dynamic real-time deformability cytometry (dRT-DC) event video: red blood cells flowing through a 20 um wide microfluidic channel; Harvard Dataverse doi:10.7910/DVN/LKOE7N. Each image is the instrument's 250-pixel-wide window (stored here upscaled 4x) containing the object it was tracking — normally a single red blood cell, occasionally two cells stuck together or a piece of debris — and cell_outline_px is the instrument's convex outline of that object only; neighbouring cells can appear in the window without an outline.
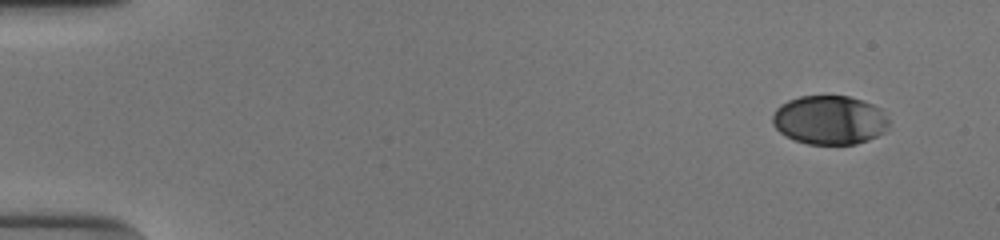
{"species": "human", "species_latin": "Homo sapiens", "temperature_condition": "cold", "stored_images_in_passage": 51, "camera_frame_rate_fps": 3000, "um_per_image_px": 0.085, "donor": {"sex": "male"}, "frame": {"image": 1, "passage_image": 1, "time_ms": 0.0, "image_size_px": [1000, 240], "cell_outline_px": [[888, 124], [884, 132], [868, 140], [856, 144], [808, 144], [796, 140], [780, 132], [772, 124], [772, 116], [776, 108], [780, 104], [788, 100], [800, 96], [848, 96], [872, 104], [880, 108], [888, 120]], "centroid_in_image_um": [70.49, 10.2], "position_along_channel_um": 14.5, "area_um2": 33.06}}
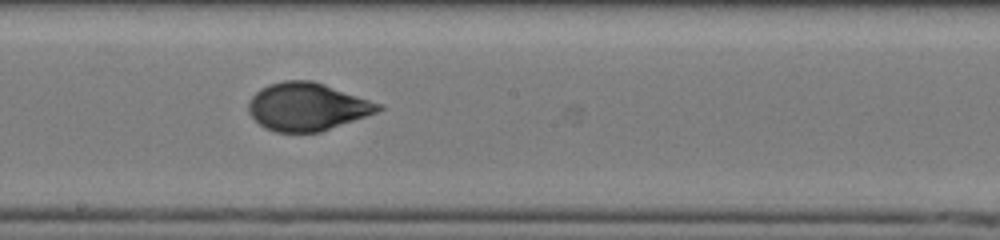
{"frame": {"image": 2, "passage_image": 28, "time_ms": 9.0, "image_size_px": [1000, 240], "cell_outline_px": [[384, 108], [376, 112], [320, 132], [276, 132], [264, 128], [248, 112], [248, 104], [252, 96], [260, 88], [268, 84], [284, 80], [312, 80], [384, 104]], "centroid_in_image_um": [26.1, 9.06], "position_along_channel_um": 222.1, "area_um2": 36.13}}
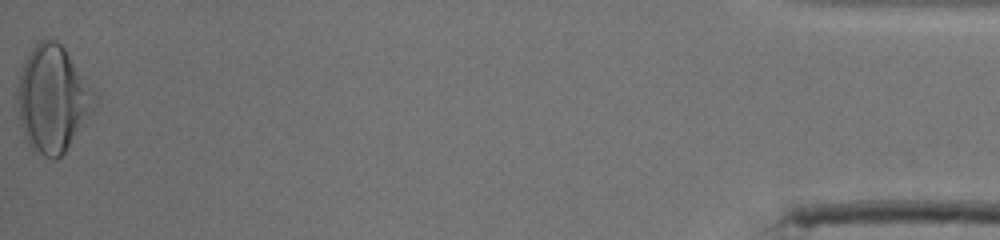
{"frame": {"image": 3, "passage_image": 51, "time_ms": 16.667, "image_size_px": [1000, 240], "cell_outline_px": [[96, 104], [64, 152], [56, 160], [52, 160], [32, 152], [24, 140], [20, 124], [16, 100], [16, 96], [20, 76], [24, 64], [32, 48], [44, 36], [56, 40], [64, 48], [96, 92]], "centroid_in_image_um": [4.44, 8.43], "position_along_channel_um": 430.8, "area_um2": 47.86}, "authors_computed_cell_mechanics": {"area_um2": 35.7782, "velocity_mm_per_s": 3.8755, "shape_relaxation_time_tau1_ms": 4.7063, "shape_relaxation_time_tau2_ms": 0.7669, "deformation_change_tau1": 0.1875, "deformation_change_tau2": 0.0513}}